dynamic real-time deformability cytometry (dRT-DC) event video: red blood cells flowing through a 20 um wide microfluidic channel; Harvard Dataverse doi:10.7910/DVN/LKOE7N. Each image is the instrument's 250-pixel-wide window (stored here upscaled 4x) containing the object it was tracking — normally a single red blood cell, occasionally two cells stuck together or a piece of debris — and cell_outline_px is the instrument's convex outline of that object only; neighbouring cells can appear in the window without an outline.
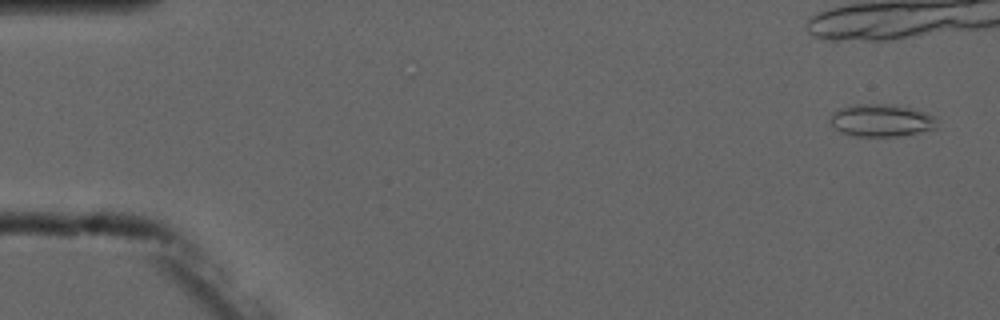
{"species": "common noctule bat (a hibernating species)", "species_latin": "Nyctalus noctula", "temperature_condition": "cold", "stored_images_in_passage": 6, "camera_frame_rate_fps": 3000, "um_per_image_px": 0.085, "animal": {"sex": "male", "forearm_length_mm": 52.5}, "frame": {"image": 1, "passage_image": 1, "time_ms": 0.0, "image_size_px": [1000, 320], "cell_outline_px": [[936, 128], [920, 132], [900, 136], [852, 136], [840, 132], [828, 120], [832, 112], [840, 108], [852, 104], [888, 104], [912, 108], [936, 116]], "centroid_in_image_um": [74.89, 10.23], "position_along_channel_um": 10.1, "area_um2": 20.35}}